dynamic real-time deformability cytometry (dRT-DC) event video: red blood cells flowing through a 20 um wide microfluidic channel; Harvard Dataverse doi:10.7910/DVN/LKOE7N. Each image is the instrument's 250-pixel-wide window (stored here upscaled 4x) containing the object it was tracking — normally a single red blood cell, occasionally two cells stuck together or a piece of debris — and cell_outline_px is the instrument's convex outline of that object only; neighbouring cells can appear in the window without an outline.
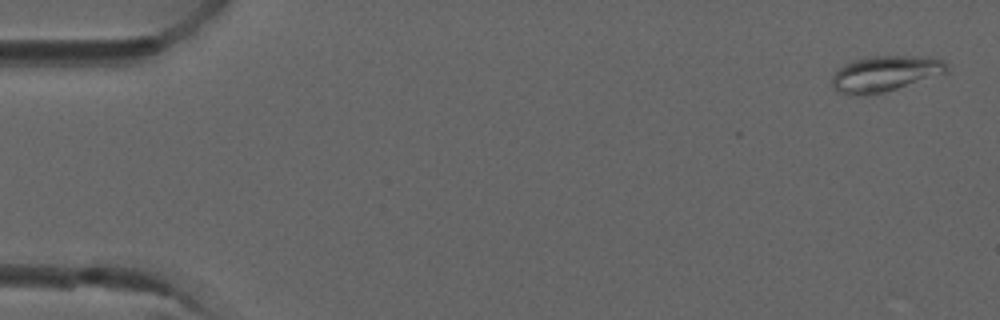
{"species": "common noctule bat (a hibernating species)", "species_latin": "Nyctalus noctula", "temperature_condition": "room temperature", "stored_images_in_passage": 6, "camera_frame_rate_fps": 3000, "um_per_image_px": 0.085, "animal": {"sex": "male", "forearm_length_mm": 52.5}, "frame": {"image": 1, "passage_image": 6, "time_ms": 1.667, "image_size_px": [1000, 320], "cell_outline_px": [[948, 72], [884, 92], [856, 96], [836, 92], [832, 84], [832, 76], [844, 64], [856, 60], [876, 56], [924, 56], [944, 60], [948, 64]], "centroid_in_image_um": [75.24, 6.26], "position_along_channel_um": 9.8, "area_um2": 23.64}}